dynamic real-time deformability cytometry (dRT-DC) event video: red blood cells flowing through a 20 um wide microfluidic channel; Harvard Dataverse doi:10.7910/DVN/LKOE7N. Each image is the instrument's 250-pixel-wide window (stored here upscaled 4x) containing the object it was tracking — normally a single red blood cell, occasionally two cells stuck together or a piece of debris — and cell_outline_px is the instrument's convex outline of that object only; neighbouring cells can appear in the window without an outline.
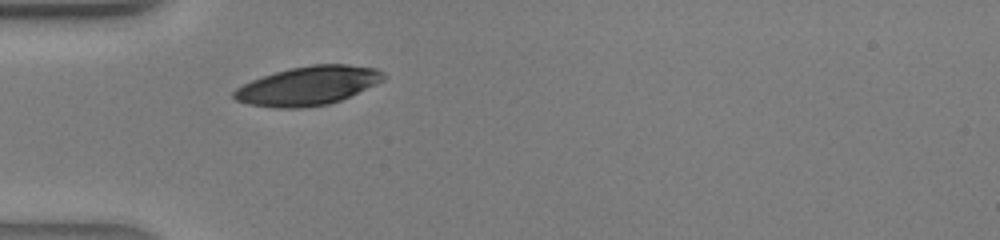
{"species": "human", "species_latin": "Homo sapiens", "temperature_condition": "warm", "stored_images_in_passage": 30, "camera_frame_rate_fps": 3000, "um_per_image_px": 0.085, "donor": {"sex": "male"}, "frame": {"image": 1, "passage_image": 1, "time_ms": 0.0, "image_size_px": [1000, 240], "cell_outline_px": [[388, 76], [384, 80], [376, 84], [340, 100], [328, 104], [304, 108], [276, 108], [248, 104], [236, 100], [232, 96], [232, 92], [236, 88], [252, 80], [288, 68], [312, 64], [348, 64], [376, 68], [384, 72]], "centroid_in_image_um": [26.2, 7.28], "position_along_channel_um": 58.8, "area_um2": 33.93}}
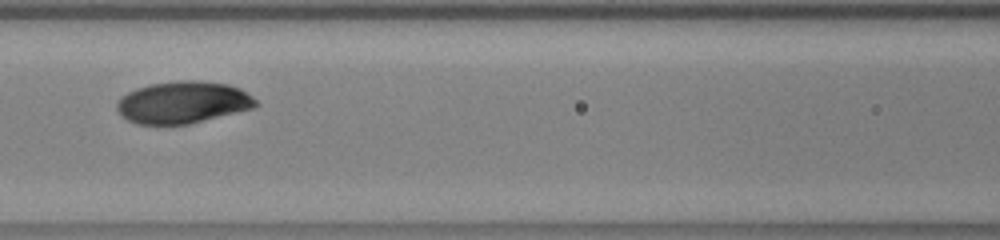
{"frame": {"image": 2, "passage_image": 7, "time_ms": 2.0, "image_size_px": [1000, 240], "cell_outline_px": [[260, 104], [252, 108], [188, 124], [136, 124], [128, 120], [116, 108], [116, 104], [120, 96], [136, 88], [148, 84], [176, 80], [200, 80], [228, 84], [240, 88], [252, 96]], "centroid_in_image_um": [15.53, 8.68], "position_along_channel_um": 151.1, "area_um2": 34.04}}
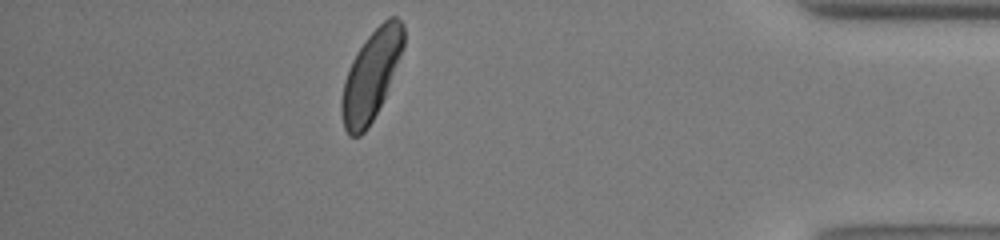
{"frame": {"image": 3, "passage_image": 25, "time_ms": 8.0, "image_size_px": [1000, 240], "cell_outline_px": [[404, 44], [400, 56], [384, 96], [368, 128], [360, 136], [348, 136], [344, 128], [340, 112], [340, 100], [344, 80], [352, 60], [368, 36], [388, 16], [396, 16], [404, 24]], "centroid_in_image_um": [31.51, 6.42], "position_along_channel_um": 403.7, "area_um2": 31.85}}